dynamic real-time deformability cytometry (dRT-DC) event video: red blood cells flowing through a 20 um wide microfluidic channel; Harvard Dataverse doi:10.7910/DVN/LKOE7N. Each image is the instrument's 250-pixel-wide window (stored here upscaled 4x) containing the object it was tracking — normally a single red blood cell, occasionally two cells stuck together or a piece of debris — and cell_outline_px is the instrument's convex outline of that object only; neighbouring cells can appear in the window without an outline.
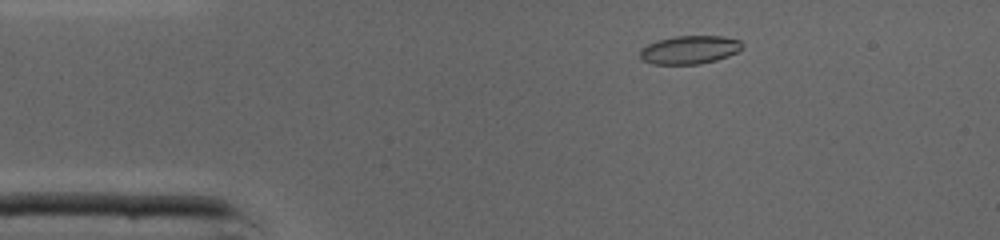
{"species": "common noctule bat (a hibernating species)", "species_latin": "Nyctalus noctula", "temperature_condition": "cold", "stored_images_in_passage": 44, "camera_frame_rate_fps": 3000, "um_per_image_px": 0.085, "animal": {"sex": "male", "body_mass_g": 19.0, "forearm_length_mm": 50.8}, "frame": {"image": 1, "passage_image": 6, "time_ms": 1.667, "image_size_px": [1000, 240], "cell_outline_px": [[744, 48], [728, 56], [716, 60], [700, 64], [652, 64], [640, 60], [640, 48], [648, 44], [660, 40], [676, 36], [724, 36], [740, 40], [744, 44]], "centroid_in_image_um": [58.63, 4.23], "position_along_channel_um": 26.4, "area_um2": 16.99}}
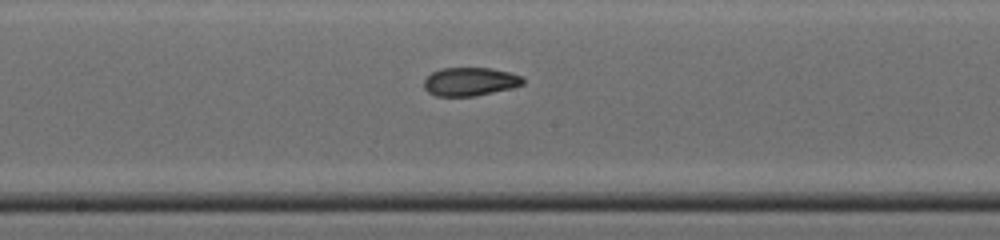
{"frame": {"image": 2, "passage_image": 22, "time_ms": 7.0, "image_size_px": [1000, 240], "cell_outline_px": [[524, 84], [512, 88], [476, 96], [436, 96], [428, 92], [424, 88], [424, 80], [432, 72], [440, 68], [488, 68], [508, 72], [524, 76]], "centroid_in_image_um": [39.96, 6.94], "position_along_channel_um": 208.2, "area_um2": 16.47}}
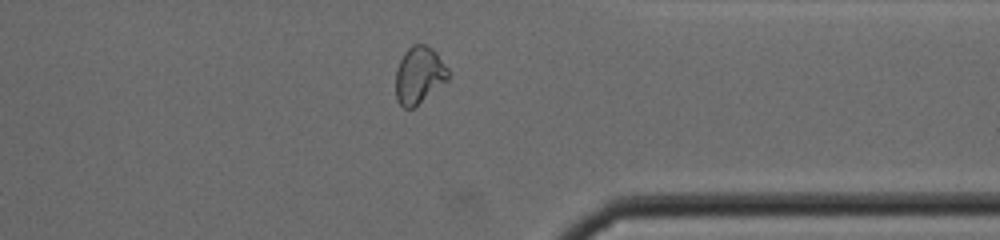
{"frame": {"image": 3, "passage_image": 34, "time_ms": 11.0, "image_size_px": [1000, 240], "cell_outline_px": [[448, 80], [412, 108], [404, 108], [396, 100], [396, 68], [404, 52], [412, 44], [424, 44], [432, 48], [436, 52], [448, 68]], "centroid_in_image_um": [35.61, 6.36], "position_along_channel_um": 375.8, "area_um2": 17.34}, "authors_computed_cell_mechanics": {"area_um2": 17.0221, "velocity_mm_per_s": 4.3695, "shape_relaxation_time_tau1_ms": 6.6069, "shape_relaxation_time_tau2_ms": 1.9176, "deformation_change_tau1": 0.1837, "deformation_change_tau2": 0.0736}}